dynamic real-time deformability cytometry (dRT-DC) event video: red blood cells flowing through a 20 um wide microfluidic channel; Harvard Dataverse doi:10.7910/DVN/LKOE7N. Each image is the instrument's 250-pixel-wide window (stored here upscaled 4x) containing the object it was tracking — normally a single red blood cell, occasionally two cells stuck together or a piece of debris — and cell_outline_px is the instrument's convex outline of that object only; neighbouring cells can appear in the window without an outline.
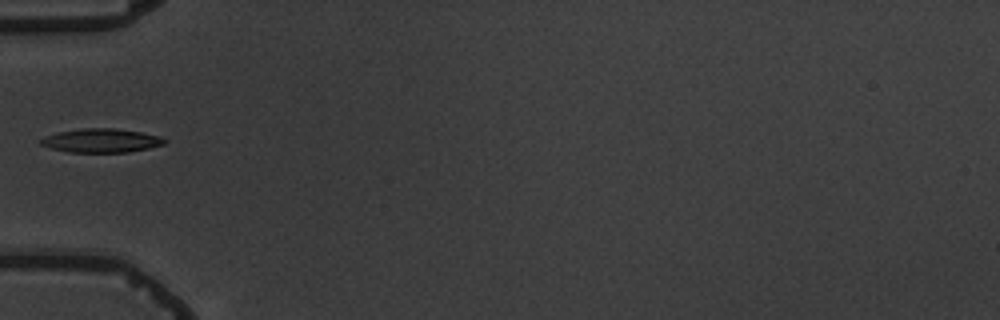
{"species": "common noctule bat (a hibernating species)", "species_latin": "Nyctalus noctula", "temperature_condition": "warm", "stored_images_in_passage": 4, "camera_frame_rate_fps": 3000, "um_per_image_px": 0.085, "animal": {"sex": "male", "body_mass_g": 19.5, "forearm_length_mm": 54.6}, "frame": {"image": 1, "passage_image": 4, "time_ms": 4.333, "image_size_px": [1000, 320], "cell_outline_px": [[164, 144], [148, 148], [128, 152], [68, 152], [52, 148], [40, 144], [40, 140], [44, 136], [60, 132], [84, 128], [112, 128], [140, 132], [156, 136], [164, 140]], "centroid_in_image_um": [8.55, 11.95], "position_along_channel_um": 76.4, "area_um2": 16.76}}